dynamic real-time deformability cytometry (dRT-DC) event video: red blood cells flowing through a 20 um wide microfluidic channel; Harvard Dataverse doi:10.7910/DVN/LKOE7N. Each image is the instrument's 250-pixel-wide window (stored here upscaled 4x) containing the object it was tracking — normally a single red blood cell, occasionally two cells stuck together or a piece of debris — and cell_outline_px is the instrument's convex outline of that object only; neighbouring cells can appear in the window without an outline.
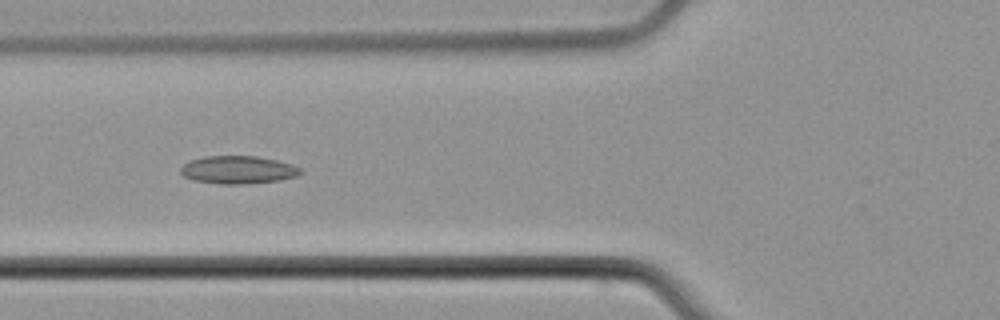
{"species": "common noctule bat (a hibernating species)", "species_latin": "Nyctalus noctula", "temperature_condition": "cold", "stored_images_in_passage": 43, "camera_frame_rate_fps": 3000, "um_per_image_px": 0.085, "animal": {"sex": "male", "body_mass_g": 21.5, "forearm_length_mm": 52.0}, "frame": {"image": 1, "passage_image": 18, "time_ms": 5.667, "image_size_px": [1000, 320], "cell_outline_px": [[304, 172], [296, 176], [280, 180], [248, 184], [220, 184], [192, 180], [184, 176], [180, 172], [180, 168], [188, 160], [204, 156], [256, 156], [276, 160], [292, 164], [300, 168]], "centroid_in_image_um": [20.22, 14.44], "position_along_channel_um": 105.6, "area_um2": 19.65}}
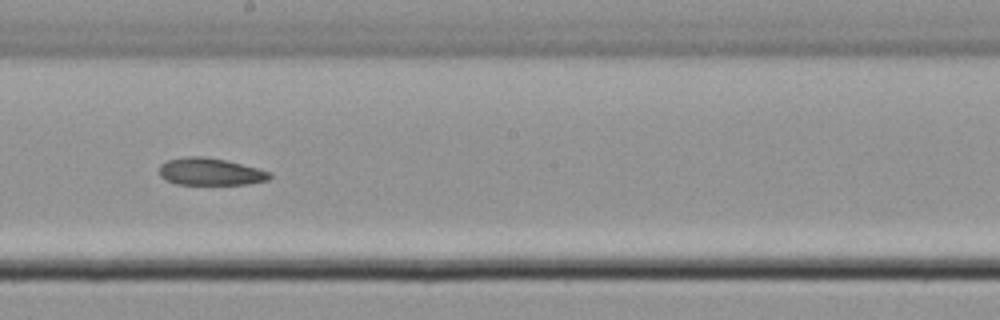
{"frame": {"image": 2, "passage_image": 27, "time_ms": 8.667, "image_size_px": [1000, 320], "cell_outline_px": [[272, 176], [268, 180], [248, 184], [176, 184], [160, 176], [160, 164], [168, 160], [188, 156], [204, 156], [224, 160], [272, 172]], "centroid_in_image_um": [17.88, 14.59], "position_along_channel_um": 230.3, "area_um2": 17.34}}
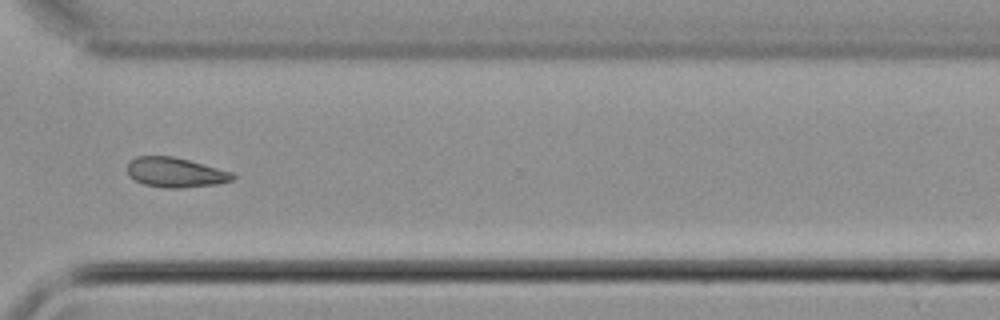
{"frame": {"image": 3, "passage_image": 36, "time_ms": 11.667, "image_size_px": [1000, 320], "cell_outline_px": [[236, 176], [232, 180], [216, 184], [184, 188], [164, 188], [144, 184], [128, 176], [128, 160], [136, 156], [172, 156], [188, 160], [232, 172]], "centroid_in_image_um": [14.88, 14.66], "position_along_channel_um": 355.7, "area_um2": 18.26}}